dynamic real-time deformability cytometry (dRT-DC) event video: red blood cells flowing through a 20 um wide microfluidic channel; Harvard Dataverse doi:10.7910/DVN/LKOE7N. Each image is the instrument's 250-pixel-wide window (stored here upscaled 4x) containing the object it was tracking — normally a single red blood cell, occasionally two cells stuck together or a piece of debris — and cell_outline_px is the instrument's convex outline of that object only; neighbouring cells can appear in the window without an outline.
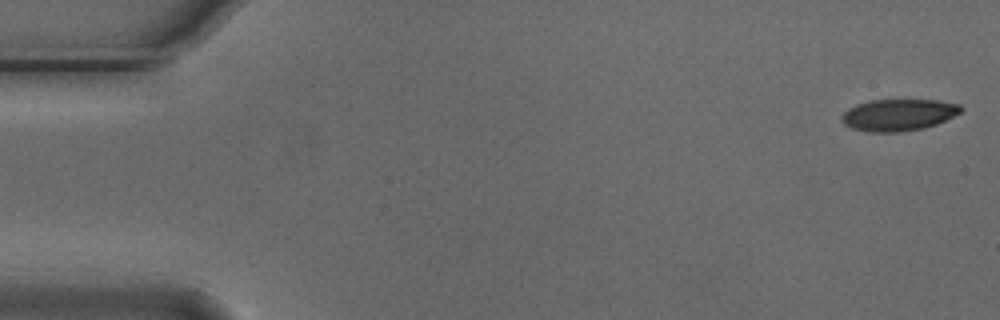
{"species": "Egyptian fruit bat (a non-hibernating species)", "species_latin": "Rousettus aegyptiacus", "temperature_condition": "cold", "stored_images_in_passage": 14, "camera_frame_rate_fps": 3000, "um_per_image_px": 0.085, "animal": {"sex": "male"}, "frame": {"image": 1, "passage_image": 1, "time_ms": 0.0, "image_size_px": [1000, 320], "cell_outline_px": [[964, 108], [960, 112], [936, 124], [924, 128], [900, 132], [868, 132], [852, 128], [844, 124], [840, 120], [840, 116], [848, 108], [856, 104], [872, 100], [940, 100], [960, 104]], "centroid_in_image_um": [76.34, 9.76], "position_along_channel_um": 8.7, "area_um2": 22.14}}
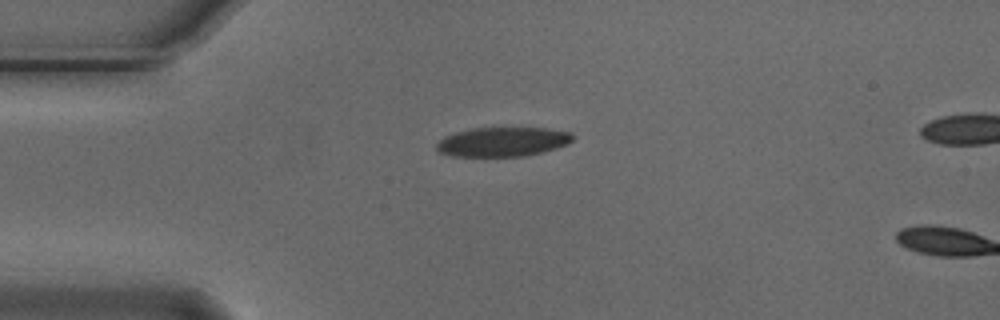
{"frame": {"image": 2, "passage_image": 13, "time_ms": 4.0, "image_size_px": [1000, 320], "cell_outline_px": [[572, 140], [568, 144], [556, 148], [524, 156], [452, 156], [436, 152], [436, 144], [444, 136], [456, 132], [472, 128], [544, 128], [572, 132]], "centroid_in_image_um": [42.69, 12.05], "position_along_channel_um": 42.3, "area_um2": 23.24}}